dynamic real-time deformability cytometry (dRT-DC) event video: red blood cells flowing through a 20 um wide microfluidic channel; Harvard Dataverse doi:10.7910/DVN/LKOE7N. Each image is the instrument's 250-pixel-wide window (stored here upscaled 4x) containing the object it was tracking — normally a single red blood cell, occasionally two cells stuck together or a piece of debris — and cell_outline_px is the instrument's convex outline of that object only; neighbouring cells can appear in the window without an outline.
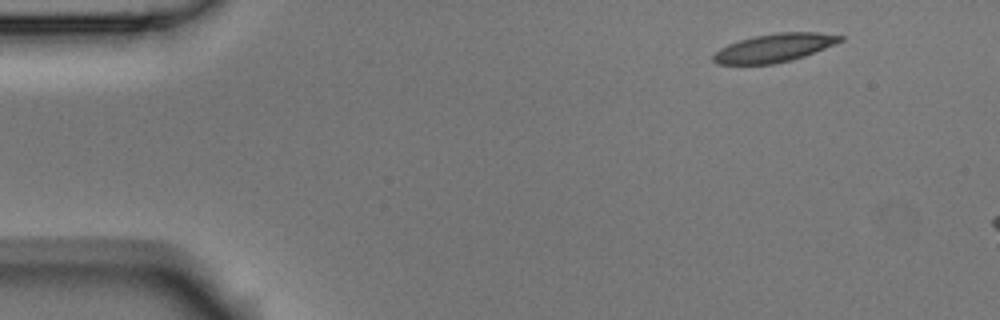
{"species": "Egyptian fruit bat (a non-hibernating species)", "species_latin": "Rousettus aegyptiacus", "temperature_condition": "room temperature", "stored_images_in_passage": 3, "camera_frame_rate_fps": 3000, "um_per_image_px": 0.085, "animal": {"sex": "male"}, "frame": {"image": 1, "passage_image": 1, "time_ms": 0.0, "image_size_px": [1000, 320], "cell_outline_px": [[844, 40], [804, 56], [792, 60], [772, 64], [716, 64], [712, 60], [712, 56], [720, 48], [728, 44], [752, 36], [780, 32], [820, 32], [844, 36]], "centroid_in_image_um": [65.81, 4.06], "position_along_channel_um": 19.2, "area_um2": 20.92}}